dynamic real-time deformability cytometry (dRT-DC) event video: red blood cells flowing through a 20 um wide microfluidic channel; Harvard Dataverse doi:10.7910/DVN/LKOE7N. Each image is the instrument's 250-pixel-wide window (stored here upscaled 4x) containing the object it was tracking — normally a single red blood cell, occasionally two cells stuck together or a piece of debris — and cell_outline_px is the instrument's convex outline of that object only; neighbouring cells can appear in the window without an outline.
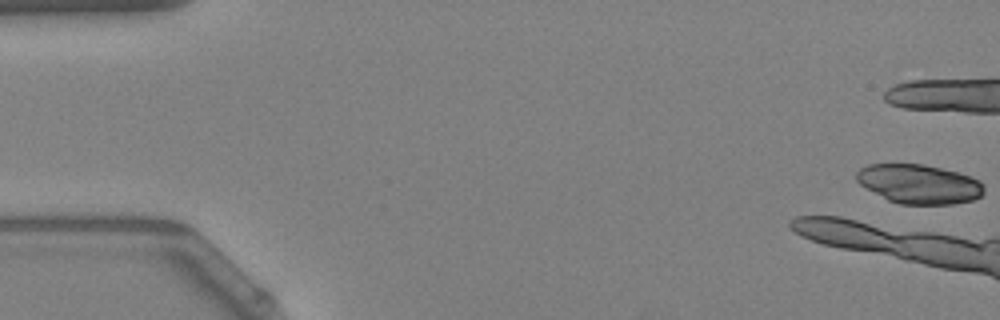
{"species": "Egyptian fruit bat (a non-hibernating species)", "species_latin": "Rousettus aegyptiacus", "temperature_condition": "warm", "stored_images_in_passage": 18, "camera_frame_rate_fps": 3000, "um_per_image_px": 0.085, "animal": {"sex": "female"}, "frame": {"image": 1, "passage_image": 1, "time_ms": 0.0, "image_size_px": [1000, 320], "cell_outline_px": [[984, 192], [980, 196], [972, 200], [952, 204], [900, 204], [888, 200], [860, 184], [856, 180], [856, 172], [860, 168], [868, 164], [924, 164], [956, 172], [980, 180], [984, 184]], "centroid_in_image_um": [78.12, 15.64], "position_along_channel_um": 6.9, "area_um2": 29.02}}